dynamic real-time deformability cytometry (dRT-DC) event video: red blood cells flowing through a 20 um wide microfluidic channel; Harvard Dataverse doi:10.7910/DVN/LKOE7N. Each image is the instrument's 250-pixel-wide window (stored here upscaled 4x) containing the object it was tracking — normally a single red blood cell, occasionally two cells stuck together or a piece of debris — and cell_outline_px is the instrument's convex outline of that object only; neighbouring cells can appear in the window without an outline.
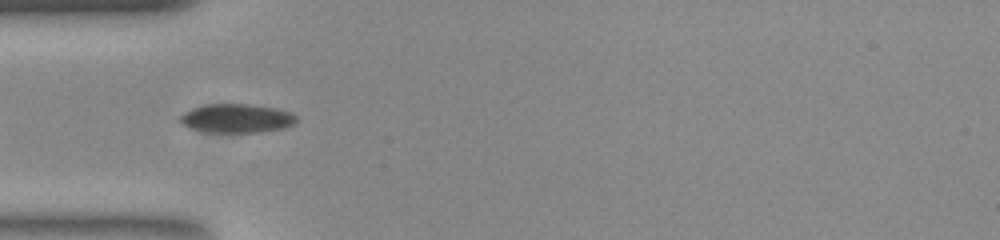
{"species": "common noctule bat (a hibernating species)", "species_latin": "Nyctalus noctula", "temperature_condition": "room temperature", "stored_images_in_passage": 42, "camera_frame_rate_fps": 3000, "um_per_image_px": 0.085, "animal": {"sex": "female", "body_mass_g": 23.0, "forearm_length_mm": 53.4}, "frame": {"image": 1, "passage_image": 4, "time_ms": 1.0, "image_size_px": [1000, 240], "cell_outline_px": [[296, 124], [284, 128], [260, 132], [208, 132], [192, 128], [180, 124], [176, 120], [176, 116], [192, 108], [212, 104], [248, 104], [276, 108], [292, 112], [296, 116]], "centroid_in_image_um": [20.09, 10.06], "position_along_channel_um": 64.9, "area_um2": 19.77}}
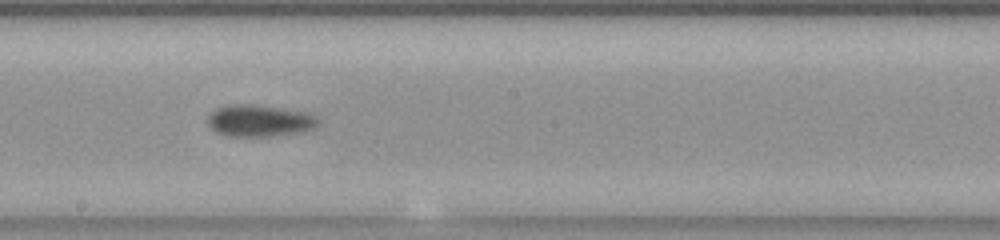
{"frame": {"image": 2, "passage_image": 17, "time_ms": 5.333, "image_size_px": [1000, 240], "cell_outline_px": [[320, 124], [316, 128], [304, 132], [272, 136], [224, 136], [216, 132], [208, 124], [208, 116], [216, 108], [228, 104], [256, 104], [312, 112], [320, 120]], "centroid_in_image_um": [22.13, 10.25], "position_along_channel_um": 226.1, "area_um2": 21.1}}
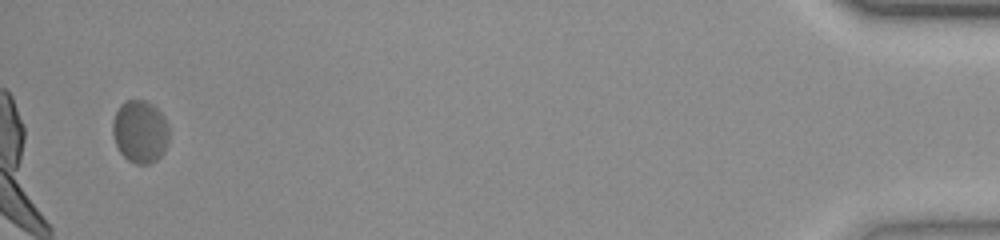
{"frame": {"image": 3, "passage_image": 40, "time_ms": 13.0, "image_size_px": [1000, 240], "cell_outline_px": [[168, 144], [164, 152], [156, 160], [148, 164], [136, 164], [128, 160], [120, 152], [116, 144], [112, 132], [112, 120], [120, 104], [128, 100], [144, 100], [152, 104], [164, 116], [168, 124]], "centroid_in_image_um": [11.91, 11.18], "position_along_channel_um": 423.3, "area_um2": 20.69}, "authors_computed_cell_mechanics": {"area_um2": 19.7098, "velocity_mm_per_s": 3.7347, "shape_relaxation_time_tau1_ms": 2.2239, "shape_relaxation_time_tau2_ms": 2.4305, "deformation_change_tau1": 0.0889, "deformation_change_tau2": 0.0654}}